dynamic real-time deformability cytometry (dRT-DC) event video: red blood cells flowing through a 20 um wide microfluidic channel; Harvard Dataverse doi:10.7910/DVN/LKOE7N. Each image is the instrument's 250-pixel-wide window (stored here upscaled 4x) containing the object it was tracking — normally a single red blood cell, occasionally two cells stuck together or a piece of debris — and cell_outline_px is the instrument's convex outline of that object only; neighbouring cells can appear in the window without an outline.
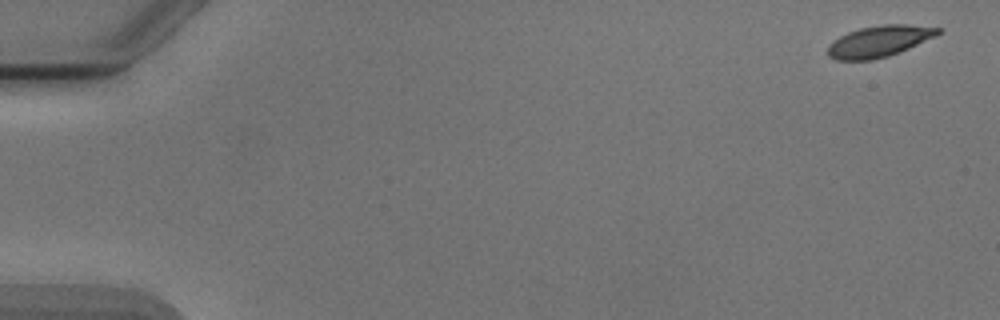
{"species": "Egyptian fruit bat (a non-hibernating species)", "species_latin": "Rousettus aegyptiacus", "temperature_condition": "cold", "stored_images_in_passage": 5, "camera_frame_rate_fps": 3000, "um_per_image_px": 0.085, "animal": {"sex": "male"}, "frame": {"image": 1, "passage_image": 1, "time_ms": 0.0, "image_size_px": [1000, 320], "cell_outline_px": [[944, 28], [936, 36], [900, 52], [888, 56], [872, 60], [836, 60], [828, 56], [828, 44], [832, 40], [848, 32], [860, 28], [880, 24], [908, 24]], "centroid_in_image_um": [74.73, 3.5], "position_along_channel_um": 10.3, "area_um2": 20.29}}
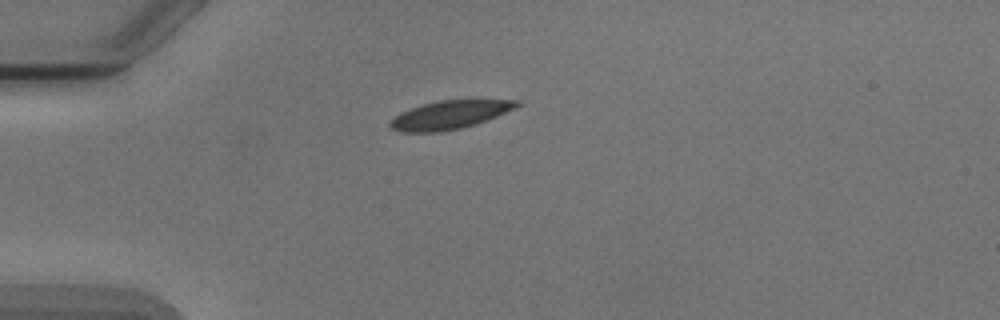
{"frame": {"image": 2, "passage_image": 4, "time_ms": 4.333, "image_size_px": [1000, 320], "cell_outline_px": [[520, 104], [516, 108], [476, 124], [460, 128], [440, 132], [404, 132], [392, 128], [388, 124], [388, 120], [400, 112], [424, 104], [440, 100], [520, 100]], "centroid_in_image_um": [38.2, 9.76], "position_along_channel_um": 46.8, "area_um2": 20.81}}